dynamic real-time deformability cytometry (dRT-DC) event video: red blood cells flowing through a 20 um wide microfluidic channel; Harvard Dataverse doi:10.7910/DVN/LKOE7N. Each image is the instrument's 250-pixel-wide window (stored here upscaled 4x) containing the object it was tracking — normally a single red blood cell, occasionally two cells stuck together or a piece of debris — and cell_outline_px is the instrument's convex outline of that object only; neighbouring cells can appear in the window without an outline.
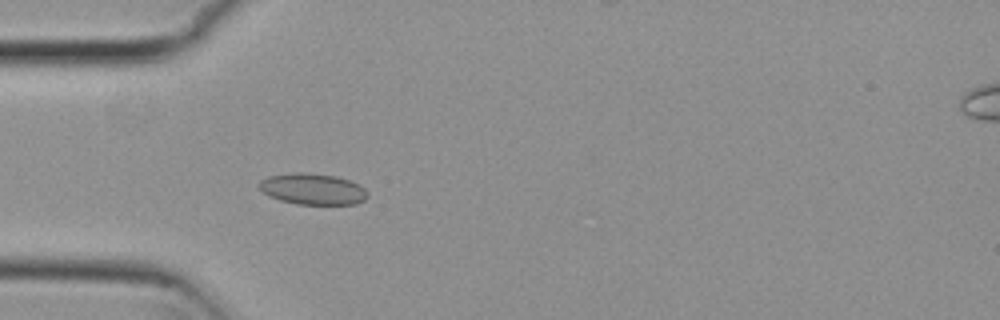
{"species": "common noctule bat (a hibernating species)", "species_latin": "Nyctalus noctula", "temperature_condition": "cold", "stored_images_in_passage": 5, "camera_frame_rate_fps": 3000, "um_per_image_px": 0.085, "animal": {"sex": "female", "body_mass_g": 29.2, "forearm_length_mm": 56.3}, "frame": {"image": 1, "passage_image": 5, "time_ms": 1.333, "image_size_px": [1000, 320], "cell_outline_px": [[368, 196], [364, 200], [356, 204], [296, 204], [280, 200], [268, 196], [256, 184], [260, 180], [268, 176], [296, 172], [304, 172], [336, 176], [348, 180], [364, 188], [368, 192]], "centroid_in_image_um": [26.55, 16.07], "position_along_channel_um": 58.5, "area_um2": 19.71}}